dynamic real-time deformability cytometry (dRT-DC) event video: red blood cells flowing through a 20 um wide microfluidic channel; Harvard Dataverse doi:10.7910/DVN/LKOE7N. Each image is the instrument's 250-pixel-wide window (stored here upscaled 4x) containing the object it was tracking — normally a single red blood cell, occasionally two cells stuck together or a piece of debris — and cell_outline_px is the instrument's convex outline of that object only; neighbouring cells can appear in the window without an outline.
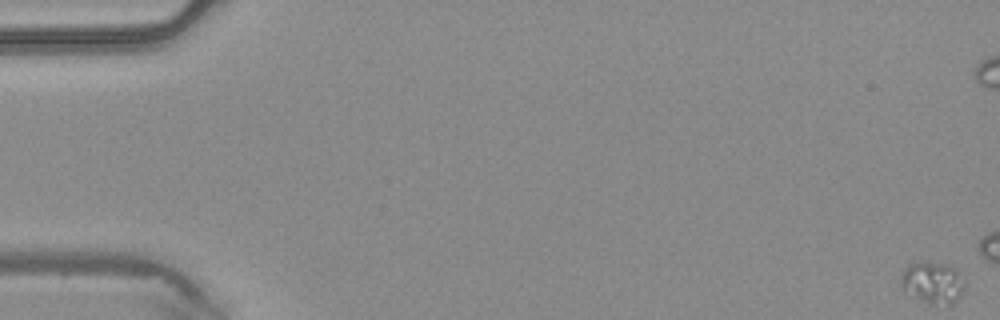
{"species": "common noctule bat (a hibernating species)", "species_latin": "Nyctalus noctula", "temperature_condition": "warm", "stored_images_in_passage": 14, "camera_frame_rate_fps": 3000, "um_per_image_px": 0.085, "animal": {"sex": "male", "body_mass_g": 20.4}, "frame": {"image": 1, "passage_image": 1, "time_ms": 0.0, "image_size_px": [1000, 320], "cell_outline_px": [[964, 292], [952, 304], [932, 304], [916, 296], [904, 288], [900, 284], [900, 276], [904, 268], [908, 264], [916, 260], [948, 264], [956, 268], [964, 280]], "centroid_in_image_um": [79.3, 23.96], "position_along_channel_um": 5.7, "area_um2": 15.55}}